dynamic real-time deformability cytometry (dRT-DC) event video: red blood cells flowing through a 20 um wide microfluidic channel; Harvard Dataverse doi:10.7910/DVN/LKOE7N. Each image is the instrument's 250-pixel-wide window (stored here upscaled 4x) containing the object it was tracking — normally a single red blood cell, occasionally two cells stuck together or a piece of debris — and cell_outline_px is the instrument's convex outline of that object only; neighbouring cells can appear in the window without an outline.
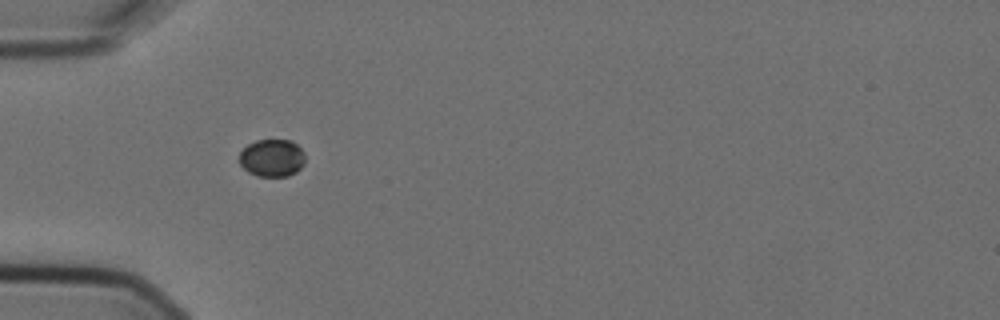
{"species": "Egyptian fruit bat (a non-hibernating species)", "species_latin": "Rousettus aegyptiacus", "temperature_condition": "cold", "stored_images_in_passage": 1, "camera_frame_rate_fps": 3000, "um_per_image_px": 0.085, "animal": {"sex": "female"}, "frame": {"image": 1, "passage_image": 1, "time_ms": 0.0, "image_size_px": [1000, 320], "cell_outline_px": [[304, 164], [296, 172], [288, 176], [256, 176], [248, 172], [240, 164], [240, 152], [248, 144], [256, 140], [292, 140], [304, 152]], "centroid_in_image_um": [23.13, 13.42], "position_along_channel_um": 61.9, "area_um2": 14.39}}